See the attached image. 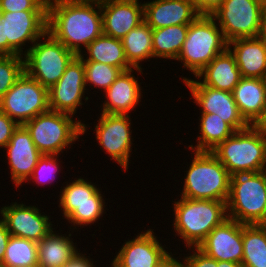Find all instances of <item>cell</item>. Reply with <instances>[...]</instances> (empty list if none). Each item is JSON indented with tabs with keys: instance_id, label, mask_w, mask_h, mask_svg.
Masks as SVG:
<instances>
[{
	"instance_id": "cell-1",
	"label": "cell",
	"mask_w": 266,
	"mask_h": 267,
	"mask_svg": "<svg viewBox=\"0 0 266 267\" xmlns=\"http://www.w3.org/2000/svg\"><path fill=\"white\" fill-rule=\"evenodd\" d=\"M47 32L79 56L103 34L101 0H48Z\"/></svg>"
},
{
	"instance_id": "cell-2",
	"label": "cell",
	"mask_w": 266,
	"mask_h": 267,
	"mask_svg": "<svg viewBox=\"0 0 266 267\" xmlns=\"http://www.w3.org/2000/svg\"><path fill=\"white\" fill-rule=\"evenodd\" d=\"M172 202L174 236L183 240L184 248L198 247L213 228L228 218L224 201L180 197Z\"/></svg>"
},
{
	"instance_id": "cell-3",
	"label": "cell",
	"mask_w": 266,
	"mask_h": 267,
	"mask_svg": "<svg viewBox=\"0 0 266 267\" xmlns=\"http://www.w3.org/2000/svg\"><path fill=\"white\" fill-rule=\"evenodd\" d=\"M190 151L193 157L187 170H184L186 174L182 178L184 181L179 197L226 202L231 177L227 169L210 151Z\"/></svg>"
},
{
	"instance_id": "cell-4",
	"label": "cell",
	"mask_w": 266,
	"mask_h": 267,
	"mask_svg": "<svg viewBox=\"0 0 266 267\" xmlns=\"http://www.w3.org/2000/svg\"><path fill=\"white\" fill-rule=\"evenodd\" d=\"M80 118L49 110L27 121L33 143L43 155H60L72 147L79 136L87 133V125Z\"/></svg>"
},
{
	"instance_id": "cell-5",
	"label": "cell",
	"mask_w": 266,
	"mask_h": 267,
	"mask_svg": "<svg viewBox=\"0 0 266 267\" xmlns=\"http://www.w3.org/2000/svg\"><path fill=\"white\" fill-rule=\"evenodd\" d=\"M74 179L62 184L59 192L61 194L57 197L59 198L58 208L62 210L60 213L63 216L62 219H66V225L68 223L71 225L68 229L78 231L80 228L98 223L99 219L102 220L106 214L107 205L105 204L107 203L104 199L105 195L100 191L101 187L99 188L96 182L93 183L87 180L88 178L85 180L82 176Z\"/></svg>"
},
{
	"instance_id": "cell-6",
	"label": "cell",
	"mask_w": 266,
	"mask_h": 267,
	"mask_svg": "<svg viewBox=\"0 0 266 267\" xmlns=\"http://www.w3.org/2000/svg\"><path fill=\"white\" fill-rule=\"evenodd\" d=\"M231 176L266 168V135L256 126L235 131L211 151Z\"/></svg>"
},
{
	"instance_id": "cell-7",
	"label": "cell",
	"mask_w": 266,
	"mask_h": 267,
	"mask_svg": "<svg viewBox=\"0 0 266 267\" xmlns=\"http://www.w3.org/2000/svg\"><path fill=\"white\" fill-rule=\"evenodd\" d=\"M228 48L222 30L211 15H199L189 24L177 62L196 77L217 55ZM184 67V68H183Z\"/></svg>"
},
{
	"instance_id": "cell-8",
	"label": "cell",
	"mask_w": 266,
	"mask_h": 267,
	"mask_svg": "<svg viewBox=\"0 0 266 267\" xmlns=\"http://www.w3.org/2000/svg\"><path fill=\"white\" fill-rule=\"evenodd\" d=\"M227 217L245 225L266 223V173L230 177Z\"/></svg>"
},
{
	"instance_id": "cell-9",
	"label": "cell",
	"mask_w": 266,
	"mask_h": 267,
	"mask_svg": "<svg viewBox=\"0 0 266 267\" xmlns=\"http://www.w3.org/2000/svg\"><path fill=\"white\" fill-rule=\"evenodd\" d=\"M75 56L60 41L46 32L24 55V71L49 89L59 81Z\"/></svg>"
},
{
	"instance_id": "cell-10",
	"label": "cell",
	"mask_w": 266,
	"mask_h": 267,
	"mask_svg": "<svg viewBox=\"0 0 266 267\" xmlns=\"http://www.w3.org/2000/svg\"><path fill=\"white\" fill-rule=\"evenodd\" d=\"M0 110L19 125L50 110L48 89L25 71L0 101Z\"/></svg>"
},
{
	"instance_id": "cell-11",
	"label": "cell",
	"mask_w": 266,
	"mask_h": 267,
	"mask_svg": "<svg viewBox=\"0 0 266 267\" xmlns=\"http://www.w3.org/2000/svg\"><path fill=\"white\" fill-rule=\"evenodd\" d=\"M130 115L100 113L93 128L95 139L101 151L116 162L123 171L130 167L129 163L133 154V139L131 127L132 118ZM99 118V119H98Z\"/></svg>"
},
{
	"instance_id": "cell-12",
	"label": "cell",
	"mask_w": 266,
	"mask_h": 267,
	"mask_svg": "<svg viewBox=\"0 0 266 267\" xmlns=\"http://www.w3.org/2000/svg\"><path fill=\"white\" fill-rule=\"evenodd\" d=\"M263 9L254 0H224L211 16L229 42L236 38L258 37Z\"/></svg>"
},
{
	"instance_id": "cell-13",
	"label": "cell",
	"mask_w": 266,
	"mask_h": 267,
	"mask_svg": "<svg viewBox=\"0 0 266 267\" xmlns=\"http://www.w3.org/2000/svg\"><path fill=\"white\" fill-rule=\"evenodd\" d=\"M88 90L85 84L83 60L75 56L59 81L48 89L50 110L74 117L78 108L82 109V105L89 101L90 98L86 96Z\"/></svg>"
},
{
	"instance_id": "cell-14",
	"label": "cell",
	"mask_w": 266,
	"mask_h": 267,
	"mask_svg": "<svg viewBox=\"0 0 266 267\" xmlns=\"http://www.w3.org/2000/svg\"><path fill=\"white\" fill-rule=\"evenodd\" d=\"M8 40V56H24L29 48L47 32V10L0 12ZM29 46L25 47L27 44Z\"/></svg>"
},
{
	"instance_id": "cell-15",
	"label": "cell",
	"mask_w": 266,
	"mask_h": 267,
	"mask_svg": "<svg viewBox=\"0 0 266 267\" xmlns=\"http://www.w3.org/2000/svg\"><path fill=\"white\" fill-rule=\"evenodd\" d=\"M182 83L189 88L193 103L199 106L200 113L215 114L228 123L235 131H241L250 125L244 120L232 92L222 91L203 85L196 77H181Z\"/></svg>"
},
{
	"instance_id": "cell-16",
	"label": "cell",
	"mask_w": 266,
	"mask_h": 267,
	"mask_svg": "<svg viewBox=\"0 0 266 267\" xmlns=\"http://www.w3.org/2000/svg\"><path fill=\"white\" fill-rule=\"evenodd\" d=\"M22 202H11L2 206L0 218L5 222L12 236L38 242L45 238L55 227L51 215L41 212L38 205H26Z\"/></svg>"
},
{
	"instance_id": "cell-17",
	"label": "cell",
	"mask_w": 266,
	"mask_h": 267,
	"mask_svg": "<svg viewBox=\"0 0 266 267\" xmlns=\"http://www.w3.org/2000/svg\"><path fill=\"white\" fill-rule=\"evenodd\" d=\"M157 238L151 228L138 232L133 239L128 238L119 252H115L110 267H158L170 253Z\"/></svg>"
},
{
	"instance_id": "cell-18",
	"label": "cell",
	"mask_w": 266,
	"mask_h": 267,
	"mask_svg": "<svg viewBox=\"0 0 266 267\" xmlns=\"http://www.w3.org/2000/svg\"><path fill=\"white\" fill-rule=\"evenodd\" d=\"M4 148L11 173L10 181L14 183L15 188H19L32 175L43 154L36 148L24 125L18 126Z\"/></svg>"
},
{
	"instance_id": "cell-19",
	"label": "cell",
	"mask_w": 266,
	"mask_h": 267,
	"mask_svg": "<svg viewBox=\"0 0 266 267\" xmlns=\"http://www.w3.org/2000/svg\"><path fill=\"white\" fill-rule=\"evenodd\" d=\"M197 248L217 261L242 263V223L225 219L211 230Z\"/></svg>"
},
{
	"instance_id": "cell-20",
	"label": "cell",
	"mask_w": 266,
	"mask_h": 267,
	"mask_svg": "<svg viewBox=\"0 0 266 267\" xmlns=\"http://www.w3.org/2000/svg\"><path fill=\"white\" fill-rule=\"evenodd\" d=\"M143 70L132 68L122 71L113 84L104 92L101 113L129 115L132 111H136L134 108L141 103V98H143L142 91L144 90L140 85L142 83L138 81L139 77L137 76L136 78L134 74L141 73L143 75Z\"/></svg>"
},
{
	"instance_id": "cell-21",
	"label": "cell",
	"mask_w": 266,
	"mask_h": 267,
	"mask_svg": "<svg viewBox=\"0 0 266 267\" xmlns=\"http://www.w3.org/2000/svg\"><path fill=\"white\" fill-rule=\"evenodd\" d=\"M103 34L122 39L144 21L140 0H101Z\"/></svg>"
},
{
	"instance_id": "cell-22",
	"label": "cell",
	"mask_w": 266,
	"mask_h": 267,
	"mask_svg": "<svg viewBox=\"0 0 266 267\" xmlns=\"http://www.w3.org/2000/svg\"><path fill=\"white\" fill-rule=\"evenodd\" d=\"M144 21L152 28L192 23L200 14L191 0L144 1Z\"/></svg>"
},
{
	"instance_id": "cell-23",
	"label": "cell",
	"mask_w": 266,
	"mask_h": 267,
	"mask_svg": "<svg viewBox=\"0 0 266 267\" xmlns=\"http://www.w3.org/2000/svg\"><path fill=\"white\" fill-rule=\"evenodd\" d=\"M232 94L244 120L256 126L266 110V79L242 77Z\"/></svg>"
},
{
	"instance_id": "cell-24",
	"label": "cell",
	"mask_w": 266,
	"mask_h": 267,
	"mask_svg": "<svg viewBox=\"0 0 266 267\" xmlns=\"http://www.w3.org/2000/svg\"><path fill=\"white\" fill-rule=\"evenodd\" d=\"M228 49L242 77L266 79V46L259 37L233 39Z\"/></svg>"
},
{
	"instance_id": "cell-25",
	"label": "cell",
	"mask_w": 266,
	"mask_h": 267,
	"mask_svg": "<svg viewBox=\"0 0 266 267\" xmlns=\"http://www.w3.org/2000/svg\"><path fill=\"white\" fill-rule=\"evenodd\" d=\"M196 78L205 86L232 92L242 76L235 56L227 48L198 73Z\"/></svg>"
},
{
	"instance_id": "cell-26",
	"label": "cell",
	"mask_w": 266,
	"mask_h": 267,
	"mask_svg": "<svg viewBox=\"0 0 266 267\" xmlns=\"http://www.w3.org/2000/svg\"><path fill=\"white\" fill-rule=\"evenodd\" d=\"M56 229L57 227L45 238L37 242L39 267H63L79 250H81L77 247L78 245L73 242L72 233L74 231L69 230V232L67 231L63 234L61 233V228L58 231Z\"/></svg>"
},
{
	"instance_id": "cell-27",
	"label": "cell",
	"mask_w": 266,
	"mask_h": 267,
	"mask_svg": "<svg viewBox=\"0 0 266 267\" xmlns=\"http://www.w3.org/2000/svg\"><path fill=\"white\" fill-rule=\"evenodd\" d=\"M79 57L83 62H100L118 67L122 71L132 69L125 56L121 39L113 38L105 34L98 36L86 46L83 52L79 54Z\"/></svg>"
},
{
	"instance_id": "cell-28",
	"label": "cell",
	"mask_w": 266,
	"mask_h": 267,
	"mask_svg": "<svg viewBox=\"0 0 266 267\" xmlns=\"http://www.w3.org/2000/svg\"><path fill=\"white\" fill-rule=\"evenodd\" d=\"M198 123L196 145H188L193 151H212L230 137L235 130L215 114L201 113Z\"/></svg>"
},
{
	"instance_id": "cell-29",
	"label": "cell",
	"mask_w": 266,
	"mask_h": 267,
	"mask_svg": "<svg viewBox=\"0 0 266 267\" xmlns=\"http://www.w3.org/2000/svg\"><path fill=\"white\" fill-rule=\"evenodd\" d=\"M121 42L132 68L144 69L141 62H150L149 59H153L152 28L145 21L130 30Z\"/></svg>"
},
{
	"instance_id": "cell-30",
	"label": "cell",
	"mask_w": 266,
	"mask_h": 267,
	"mask_svg": "<svg viewBox=\"0 0 266 267\" xmlns=\"http://www.w3.org/2000/svg\"><path fill=\"white\" fill-rule=\"evenodd\" d=\"M188 27L189 24H183L152 29L153 59L176 61L186 40Z\"/></svg>"
},
{
	"instance_id": "cell-31",
	"label": "cell",
	"mask_w": 266,
	"mask_h": 267,
	"mask_svg": "<svg viewBox=\"0 0 266 267\" xmlns=\"http://www.w3.org/2000/svg\"><path fill=\"white\" fill-rule=\"evenodd\" d=\"M243 267H266V225L242 224Z\"/></svg>"
},
{
	"instance_id": "cell-32",
	"label": "cell",
	"mask_w": 266,
	"mask_h": 267,
	"mask_svg": "<svg viewBox=\"0 0 266 267\" xmlns=\"http://www.w3.org/2000/svg\"><path fill=\"white\" fill-rule=\"evenodd\" d=\"M37 242L21 237L10 236L5 256L0 267H27L38 265Z\"/></svg>"
},
{
	"instance_id": "cell-33",
	"label": "cell",
	"mask_w": 266,
	"mask_h": 267,
	"mask_svg": "<svg viewBox=\"0 0 266 267\" xmlns=\"http://www.w3.org/2000/svg\"><path fill=\"white\" fill-rule=\"evenodd\" d=\"M85 69L86 88L91 90L105 92L122 73V70L112 65H106L100 62H83Z\"/></svg>"
},
{
	"instance_id": "cell-34",
	"label": "cell",
	"mask_w": 266,
	"mask_h": 267,
	"mask_svg": "<svg viewBox=\"0 0 266 267\" xmlns=\"http://www.w3.org/2000/svg\"><path fill=\"white\" fill-rule=\"evenodd\" d=\"M24 73V56H0V101Z\"/></svg>"
},
{
	"instance_id": "cell-35",
	"label": "cell",
	"mask_w": 266,
	"mask_h": 267,
	"mask_svg": "<svg viewBox=\"0 0 266 267\" xmlns=\"http://www.w3.org/2000/svg\"><path fill=\"white\" fill-rule=\"evenodd\" d=\"M60 155H42V157L37 162L36 167L34 168L32 175L25 182H33V184H38L40 187L43 185L50 184L52 186V182L55 181L57 174L63 169L62 160L59 161ZM60 162V163H59ZM62 168V169H61ZM30 180V181H29ZM29 181V182H28Z\"/></svg>"
},
{
	"instance_id": "cell-36",
	"label": "cell",
	"mask_w": 266,
	"mask_h": 267,
	"mask_svg": "<svg viewBox=\"0 0 266 267\" xmlns=\"http://www.w3.org/2000/svg\"><path fill=\"white\" fill-rule=\"evenodd\" d=\"M48 0H0V12L47 10Z\"/></svg>"
},
{
	"instance_id": "cell-37",
	"label": "cell",
	"mask_w": 266,
	"mask_h": 267,
	"mask_svg": "<svg viewBox=\"0 0 266 267\" xmlns=\"http://www.w3.org/2000/svg\"><path fill=\"white\" fill-rule=\"evenodd\" d=\"M187 250H189V254L187 253L183 257L186 267H217V260L208 257L197 247H188Z\"/></svg>"
},
{
	"instance_id": "cell-38",
	"label": "cell",
	"mask_w": 266,
	"mask_h": 267,
	"mask_svg": "<svg viewBox=\"0 0 266 267\" xmlns=\"http://www.w3.org/2000/svg\"><path fill=\"white\" fill-rule=\"evenodd\" d=\"M19 124L0 110V149L8 144Z\"/></svg>"
},
{
	"instance_id": "cell-39",
	"label": "cell",
	"mask_w": 266,
	"mask_h": 267,
	"mask_svg": "<svg viewBox=\"0 0 266 267\" xmlns=\"http://www.w3.org/2000/svg\"><path fill=\"white\" fill-rule=\"evenodd\" d=\"M200 15H211L224 0H191Z\"/></svg>"
},
{
	"instance_id": "cell-40",
	"label": "cell",
	"mask_w": 266,
	"mask_h": 267,
	"mask_svg": "<svg viewBox=\"0 0 266 267\" xmlns=\"http://www.w3.org/2000/svg\"><path fill=\"white\" fill-rule=\"evenodd\" d=\"M79 250L63 267H96V262L93 258L86 256L87 252L83 253ZM95 263V264H94Z\"/></svg>"
},
{
	"instance_id": "cell-41",
	"label": "cell",
	"mask_w": 266,
	"mask_h": 267,
	"mask_svg": "<svg viewBox=\"0 0 266 267\" xmlns=\"http://www.w3.org/2000/svg\"><path fill=\"white\" fill-rule=\"evenodd\" d=\"M11 234L8 232L5 222L0 218V264L2 263L6 246Z\"/></svg>"
},
{
	"instance_id": "cell-42",
	"label": "cell",
	"mask_w": 266,
	"mask_h": 267,
	"mask_svg": "<svg viewBox=\"0 0 266 267\" xmlns=\"http://www.w3.org/2000/svg\"><path fill=\"white\" fill-rule=\"evenodd\" d=\"M176 254L177 253L173 255L171 251L158 267H186L184 259L181 258L182 256H180L182 254H179L180 258L175 257Z\"/></svg>"
},
{
	"instance_id": "cell-43",
	"label": "cell",
	"mask_w": 266,
	"mask_h": 267,
	"mask_svg": "<svg viewBox=\"0 0 266 267\" xmlns=\"http://www.w3.org/2000/svg\"><path fill=\"white\" fill-rule=\"evenodd\" d=\"M0 56H8V40L5 38L4 23L0 13Z\"/></svg>"
},
{
	"instance_id": "cell-44",
	"label": "cell",
	"mask_w": 266,
	"mask_h": 267,
	"mask_svg": "<svg viewBox=\"0 0 266 267\" xmlns=\"http://www.w3.org/2000/svg\"><path fill=\"white\" fill-rule=\"evenodd\" d=\"M258 37L264 42L266 46V7H264L263 12H262Z\"/></svg>"
},
{
	"instance_id": "cell-45",
	"label": "cell",
	"mask_w": 266,
	"mask_h": 267,
	"mask_svg": "<svg viewBox=\"0 0 266 267\" xmlns=\"http://www.w3.org/2000/svg\"><path fill=\"white\" fill-rule=\"evenodd\" d=\"M217 267H243L241 263L231 261H217Z\"/></svg>"
},
{
	"instance_id": "cell-46",
	"label": "cell",
	"mask_w": 266,
	"mask_h": 267,
	"mask_svg": "<svg viewBox=\"0 0 266 267\" xmlns=\"http://www.w3.org/2000/svg\"><path fill=\"white\" fill-rule=\"evenodd\" d=\"M256 127L266 135V110L262 119L257 123Z\"/></svg>"
},
{
	"instance_id": "cell-47",
	"label": "cell",
	"mask_w": 266,
	"mask_h": 267,
	"mask_svg": "<svg viewBox=\"0 0 266 267\" xmlns=\"http://www.w3.org/2000/svg\"><path fill=\"white\" fill-rule=\"evenodd\" d=\"M258 3H260L263 7H266V0H254Z\"/></svg>"
}]
</instances>
